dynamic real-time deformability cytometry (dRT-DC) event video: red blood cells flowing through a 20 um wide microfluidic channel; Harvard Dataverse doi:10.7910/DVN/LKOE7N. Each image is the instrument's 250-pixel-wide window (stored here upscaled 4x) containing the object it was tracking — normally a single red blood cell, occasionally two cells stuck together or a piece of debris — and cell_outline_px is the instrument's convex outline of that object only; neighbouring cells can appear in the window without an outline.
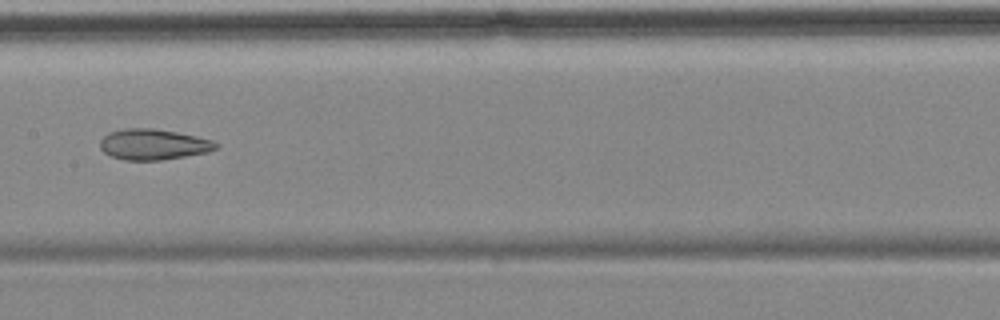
{"species": "common noctule bat (a hibernating species)", "species_latin": "Nyctalus noctula", "temperature_condition": "cold", "stored_images_in_passage": 9, "camera_frame_rate_fps": 3000, "um_per_image_px": 0.085, "animal": {"sex": "female", "body_mass_g": 18.4}, "frame": {"image": 1, "passage_image": 6, "time_ms": 6.667, "image_size_px": [1000, 320], "cell_outline_px": [[220, 144], [216, 148], [208, 152], [160, 160], [124, 160], [112, 156], [104, 152], [100, 148], [100, 140], [108, 132], [124, 128], [152, 128], [176, 132], [196, 136], [212, 140]], "centroid_in_image_um": [13.02, 12.27], "position_along_channel_um": 194.4, "area_um2": 20.69}}
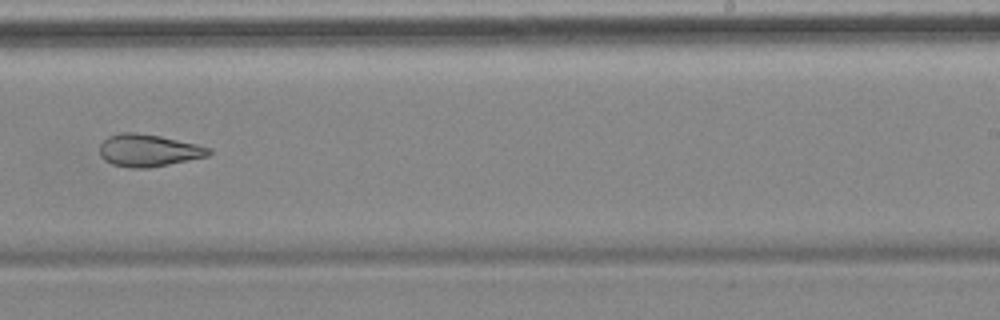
{"frame": {"image": 2, "passage_image": 8, "time_ms": 9.0, "image_size_px": [1000, 320], "cell_outline_px": [[212, 152], [208, 156], [148, 168], [128, 168], [112, 164], [104, 160], [100, 156], [100, 144], [108, 136], [120, 132], [136, 132], [160, 136], [196, 144], [212, 148]], "centroid_in_image_um": [12.6, 12.78], "position_along_channel_um": 276.4, "area_um2": 20.58}}
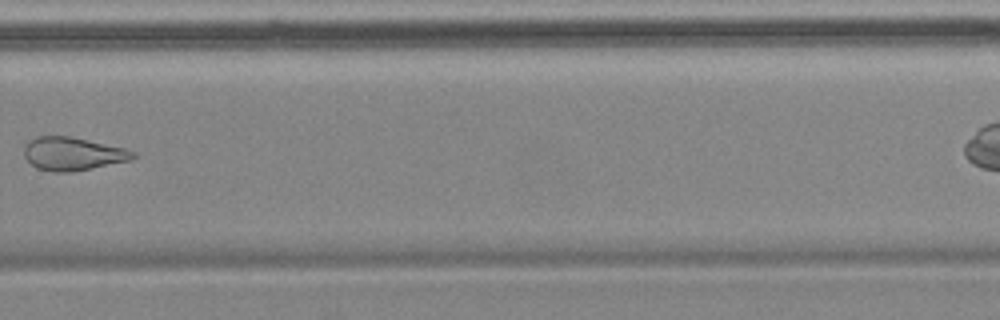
{"frame": {"image": 3, "passage_image": 9, "time_ms": 10.333, "image_size_px": [1000, 320], "cell_outline_px": [[136, 156], [132, 160], [72, 172], [56, 172], [36, 168], [24, 156], [24, 148], [36, 136], [68, 136], [88, 140], [124, 148], [136, 152]], "centroid_in_image_um": [6.21, 13.08], "position_along_channel_um": 323.6, "area_um2": 20.87}}